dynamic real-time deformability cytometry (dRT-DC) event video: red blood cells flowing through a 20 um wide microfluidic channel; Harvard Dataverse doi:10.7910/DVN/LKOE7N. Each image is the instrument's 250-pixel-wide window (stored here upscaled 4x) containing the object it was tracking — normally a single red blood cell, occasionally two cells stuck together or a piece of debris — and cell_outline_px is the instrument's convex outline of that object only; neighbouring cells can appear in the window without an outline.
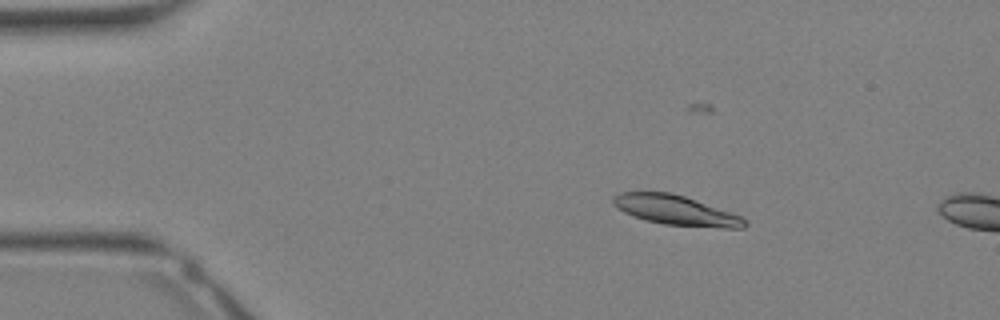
{"species": "Egyptian fruit bat (a non-hibernating species)", "species_latin": "Rousettus aegyptiacus", "temperature_condition": "warm", "stored_images_in_passage": 8, "camera_frame_rate_fps": 3000, "um_per_image_px": 0.085, "animal": {"sex": "female"}, "frame": {"image": 1, "passage_image": 5, "time_ms": 1.333, "image_size_px": [1000, 320], "cell_outline_px": [[748, 224], [744, 228], [724, 228], [664, 224], [648, 220], [624, 212], [616, 208], [612, 204], [612, 196], [620, 192], [672, 192], [684, 196], [740, 216], [748, 220]], "centroid_in_image_um": [57.43, 17.86], "position_along_channel_um": 27.6, "area_um2": 22.54}}